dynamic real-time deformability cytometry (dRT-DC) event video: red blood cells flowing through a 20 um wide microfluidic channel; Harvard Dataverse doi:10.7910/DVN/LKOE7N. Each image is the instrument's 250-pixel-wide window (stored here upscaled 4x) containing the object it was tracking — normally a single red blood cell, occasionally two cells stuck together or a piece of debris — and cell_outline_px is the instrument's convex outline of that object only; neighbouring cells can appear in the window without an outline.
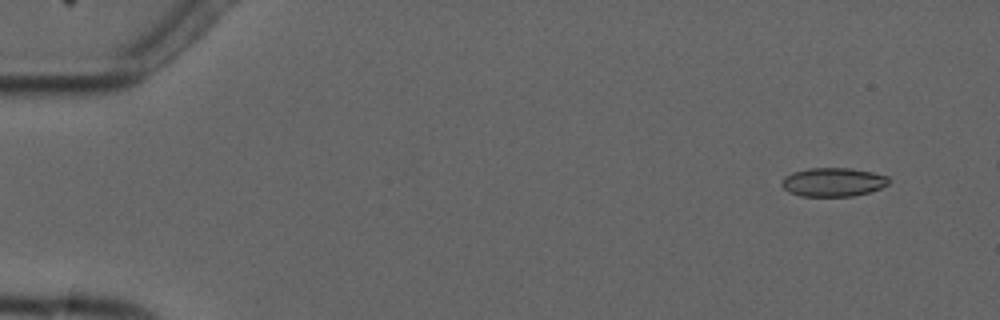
{"species": "common noctule bat (a hibernating species)", "species_latin": "Nyctalus noctula", "temperature_condition": "cold", "stored_images_in_passage": 6, "camera_frame_rate_fps": 3000, "um_per_image_px": 0.085, "animal": {"sex": "male", "forearm_length_mm": 52.5}, "frame": {"image": 1, "passage_image": 2, "time_ms": 1.0, "image_size_px": [1000, 320], "cell_outline_px": [[888, 184], [880, 188], [868, 192], [852, 196], [800, 196], [788, 192], [780, 184], [784, 176], [792, 172], [808, 168], [852, 168], [872, 172], [888, 176]], "centroid_in_image_um": [70.77, 15.47], "position_along_channel_um": 14.2, "area_um2": 17.98}}